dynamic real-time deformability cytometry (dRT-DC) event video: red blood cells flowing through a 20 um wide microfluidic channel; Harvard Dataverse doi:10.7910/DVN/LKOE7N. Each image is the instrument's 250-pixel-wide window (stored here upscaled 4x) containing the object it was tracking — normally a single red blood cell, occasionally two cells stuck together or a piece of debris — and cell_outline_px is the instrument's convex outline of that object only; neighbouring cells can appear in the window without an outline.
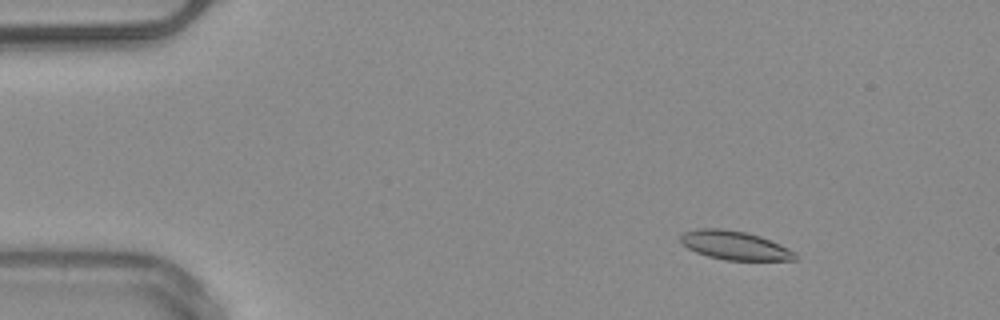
{"species": "common noctule bat (a hibernating species)", "species_latin": "Nyctalus noctula", "temperature_condition": "warm", "stored_images_in_passage": 52, "camera_frame_rate_fps": 3000, "um_per_image_px": 0.085, "animal": {"sex": "male", "body_mass_g": 20.4}, "frame": {"image": 1, "passage_image": 8, "time_ms": 2.333, "image_size_px": [1000, 320], "cell_outline_px": [[796, 260], [724, 260], [708, 256], [696, 252], [688, 248], [680, 240], [680, 236], [684, 232], [696, 228], [720, 228], [744, 232], [760, 236], [780, 244], [796, 252]], "centroid_in_image_um": [62.45, 20.85], "position_along_channel_um": 22.6, "area_um2": 19.13}}
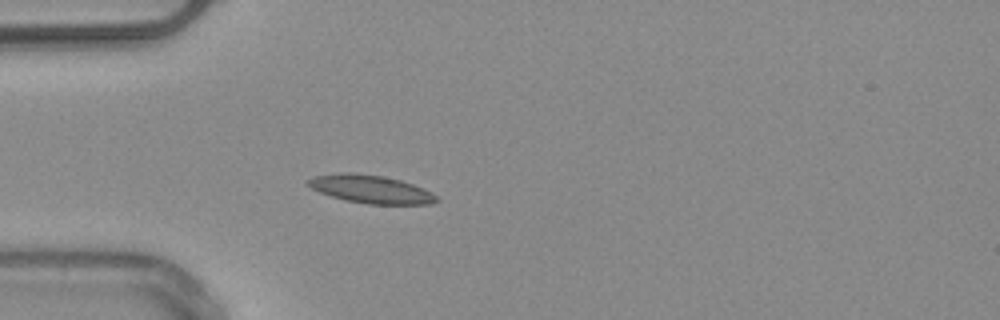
{"frame": {"image": 2, "passage_image": 16, "time_ms": 5.0, "image_size_px": [1000, 320], "cell_outline_px": [[440, 200], [432, 204], [368, 204], [344, 200], [320, 192], [312, 188], [304, 180], [312, 176], [340, 172], [352, 172], [380, 176], [400, 180], [424, 188], [432, 192]], "centroid_in_image_um": [31.5, 16.07], "position_along_channel_um": 53.5, "area_um2": 21.1}}
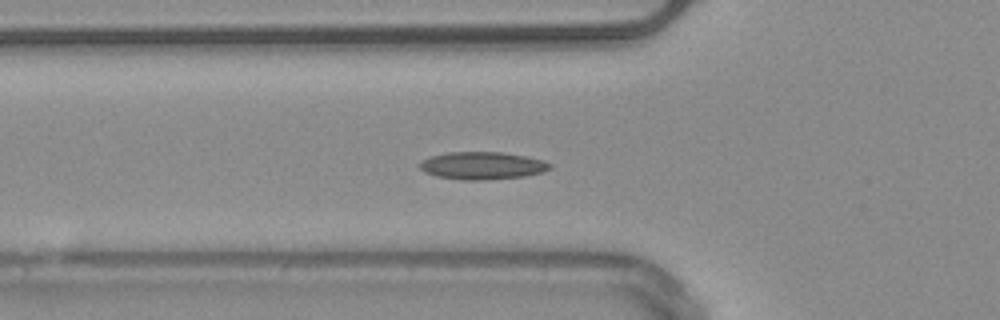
{"frame": {"image": 3, "passage_image": 19, "time_ms": 6.0, "image_size_px": [1000, 320], "cell_outline_px": [[552, 168], [544, 172], [524, 176], [484, 180], [460, 180], [436, 176], [424, 172], [416, 164], [432, 156], [448, 152], [504, 152], [528, 156], [544, 160], [552, 164]], "centroid_in_image_um": [41.02, 14.08], "position_along_channel_um": 84.8, "area_um2": 21.15}, "authors_computed_cell_mechanics": {"area_um2": 19.1896, "velocity_mm_per_s": 3.9692, "shape_relaxation_time_tau1_ms": null, "shape_relaxation_time_tau2_ms": 3.0889, "deformation_change_tau1": null, "deformation_change_tau2": 0.082}}